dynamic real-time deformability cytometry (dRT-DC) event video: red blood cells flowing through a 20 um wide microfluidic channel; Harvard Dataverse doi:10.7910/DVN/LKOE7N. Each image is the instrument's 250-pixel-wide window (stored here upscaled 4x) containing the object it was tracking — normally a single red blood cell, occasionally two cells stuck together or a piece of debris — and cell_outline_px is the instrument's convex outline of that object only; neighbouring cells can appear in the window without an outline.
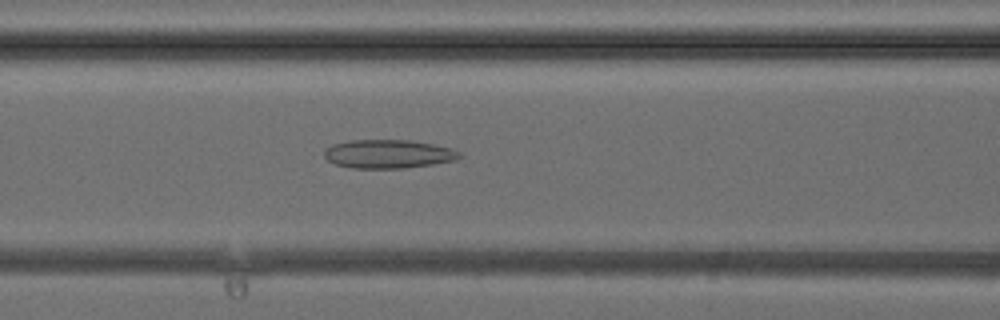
{"species": "common noctule bat (a hibernating species)", "species_latin": "Nyctalus noctula", "temperature_condition": "cold", "stored_images_in_passage": 40, "camera_frame_rate_fps": 3000, "um_per_image_px": 0.085, "animal": {"sex": "female", "body_mass_g": 24.6, "forearm_length_mm": 56.2}, "frame": {"image": 1, "passage_image": 16, "time_ms": 5.0, "image_size_px": [1000, 320], "cell_outline_px": [[464, 156], [456, 160], [432, 164], [404, 168], [352, 168], [336, 164], [328, 160], [324, 156], [324, 152], [332, 144], [348, 140], [408, 140], [432, 144], [452, 148], [460, 152]], "centroid_in_image_um": [33.03, 13.08], "position_along_channel_um": 133.6, "area_um2": 22.54}}
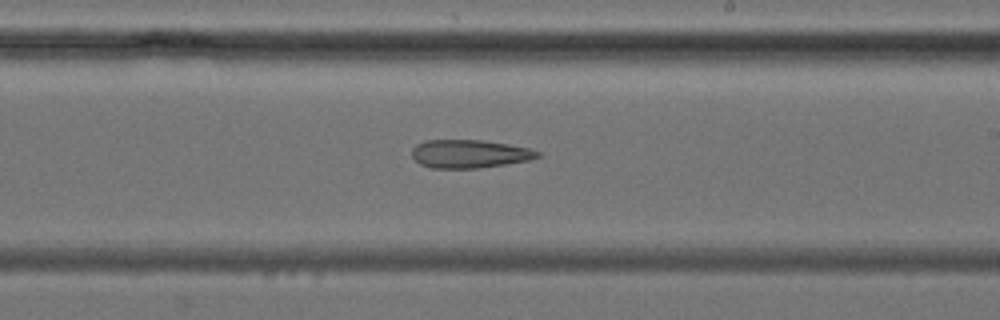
{"frame": {"image": 2, "passage_image": 23, "time_ms": 7.333, "image_size_px": [1000, 320], "cell_outline_px": [[540, 156], [528, 160], [504, 164], [476, 168], [432, 168], [420, 164], [412, 156], [412, 148], [416, 144], [424, 140], [484, 140], [508, 144], [528, 148], [540, 152]], "centroid_in_image_um": [39.87, 13.07], "position_along_channel_um": 249.1, "area_um2": 20.58}}
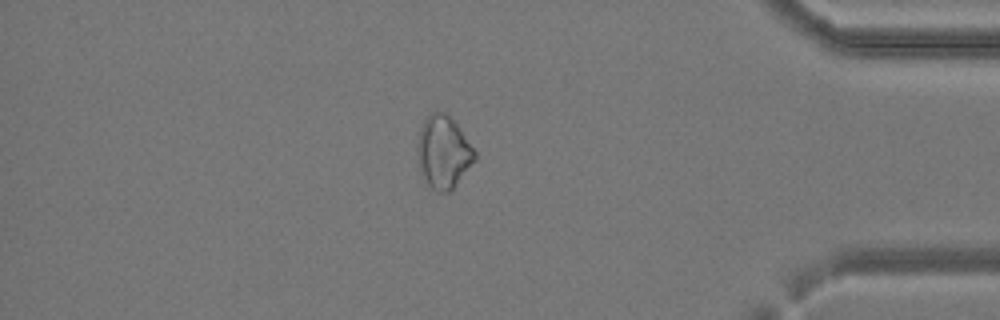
{"frame": {"image": 3, "passage_image": 34, "time_ms": 11.0, "image_size_px": [1000, 320], "cell_outline_px": [[476, 160], [452, 188], [448, 192], [436, 192], [424, 180], [420, 172], [416, 152], [416, 144], [420, 128], [424, 120], [432, 112], [444, 112], [456, 124], [476, 152]], "centroid_in_image_um": [37.65, 12.94], "position_along_channel_um": 397.5, "area_um2": 24.1}}